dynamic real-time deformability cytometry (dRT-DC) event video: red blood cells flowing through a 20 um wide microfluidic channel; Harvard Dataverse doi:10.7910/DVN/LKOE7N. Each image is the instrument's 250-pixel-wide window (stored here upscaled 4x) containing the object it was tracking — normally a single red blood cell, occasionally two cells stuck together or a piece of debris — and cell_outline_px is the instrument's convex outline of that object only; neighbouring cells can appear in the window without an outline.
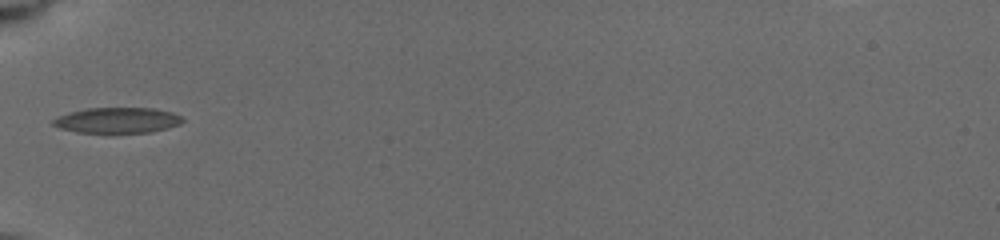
{"species": "common noctule bat (a hibernating species)", "species_latin": "Nyctalus noctula", "temperature_condition": "cold", "stored_images_in_passage": 36, "camera_frame_rate_fps": 3000, "um_per_image_px": 0.085, "animal": {"sex": "female", "body_mass_g": 19.5, "forearm_length_mm": 54.1}, "frame": {"image": 1, "passage_image": 1, "time_ms": 0.0, "image_size_px": [1000, 240], "cell_outline_px": [[184, 120], [180, 124], [168, 128], [152, 132], [108, 136], [76, 132], [60, 128], [52, 124], [52, 120], [56, 116], [68, 112], [88, 108], [156, 108], [172, 112], [180, 116]], "centroid_in_image_um": [9.94, 10.27], "position_along_channel_um": 75.1, "area_um2": 20.4}}
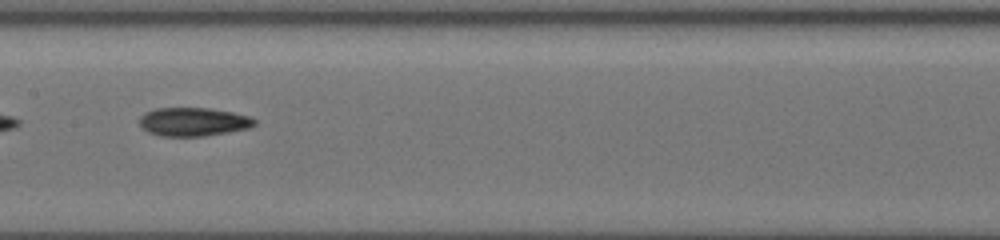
{"frame": {"image": 2, "passage_image": 13, "time_ms": 3.0, "image_size_px": [1000, 240], "cell_outline_px": [[256, 124], [248, 128], [228, 132], [204, 136], [160, 136], [148, 132], [140, 124], [140, 116], [144, 112], [156, 108], [212, 108], [232, 112], [248, 116], [256, 120]], "centroid_in_image_um": [16.42, 10.35], "position_along_channel_um": 191.0, "area_um2": 19.13}}
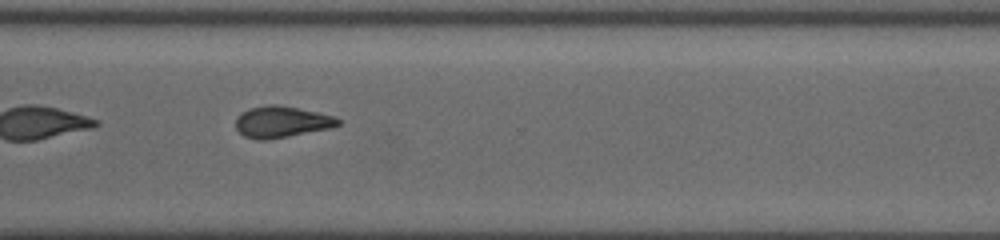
{"frame": {"image": 3, "passage_image": 23, "time_ms": 7.0, "image_size_px": [1000, 240], "cell_outline_px": [[340, 124], [328, 128], [268, 140], [256, 140], [244, 136], [236, 128], [236, 120], [244, 112], [252, 108], [272, 104], [276, 104], [316, 112], [332, 116], [340, 120]], "centroid_in_image_um": [23.91, 10.37], "position_along_channel_um": 346.7, "area_um2": 18.15}, "authors_computed_cell_mechanics": {"area_um2": 18.5249, "velocity_mm_per_s": 3.9034, "shape_relaxation_time_tau1_ms": null, "shape_relaxation_time_tau2_ms": 4.8733, "deformation_change_tau1": null, "deformation_change_tau2": 0.1187}}